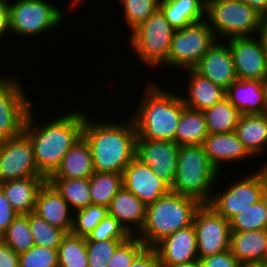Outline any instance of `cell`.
I'll return each mask as SVG.
<instances>
[{
	"label": "cell",
	"instance_id": "obj_14",
	"mask_svg": "<svg viewBox=\"0 0 267 267\" xmlns=\"http://www.w3.org/2000/svg\"><path fill=\"white\" fill-rule=\"evenodd\" d=\"M237 80H267V54L259 35L227 39Z\"/></svg>",
	"mask_w": 267,
	"mask_h": 267
},
{
	"label": "cell",
	"instance_id": "obj_53",
	"mask_svg": "<svg viewBox=\"0 0 267 267\" xmlns=\"http://www.w3.org/2000/svg\"><path fill=\"white\" fill-rule=\"evenodd\" d=\"M85 0H72L70 3L71 7L75 8V6L77 7L80 3L84 2Z\"/></svg>",
	"mask_w": 267,
	"mask_h": 267
},
{
	"label": "cell",
	"instance_id": "obj_21",
	"mask_svg": "<svg viewBox=\"0 0 267 267\" xmlns=\"http://www.w3.org/2000/svg\"><path fill=\"white\" fill-rule=\"evenodd\" d=\"M108 211L131 235H137L144 226L146 205L124 187L112 198Z\"/></svg>",
	"mask_w": 267,
	"mask_h": 267
},
{
	"label": "cell",
	"instance_id": "obj_52",
	"mask_svg": "<svg viewBox=\"0 0 267 267\" xmlns=\"http://www.w3.org/2000/svg\"><path fill=\"white\" fill-rule=\"evenodd\" d=\"M239 267H263L262 264H240Z\"/></svg>",
	"mask_w": 267,
	"mask_h": 267
},
{
	"label": "cell",
	"instance_id": "obj_4",
	"mask_svg": "<svg viewBox=\"0 0 267 267\" xmlns=\"http://www.w3.org/2000/svg\"><path fill=\"white\" fill-rule=\"evenodd\" d=\"M201 205L193 197L170 191L146 206L145 223L136 236L146 247H154L164 237L192 225Z\"/></svg>",
	"mask_w": 267,
	"mask_h": 267
},
{
	"label": "cell",
	"instance_id": "obj_30",
	"mask_svg": "<svg viewBox=\"0 0 267 267\" xmlns=\"http://www.w3.org/2000/svg\"><path fill=\"white\" fill-rule=\"evenodd\" d=\"M209 134L231 133L242 115L227 97L203 111Z\"/></svg>",
	"mask_w": 267,
	"mask_h": 267
},
{
	"label": "cell",
	"instance_id": "obj_45",
	"mask_svg": "<svg viewBox=\"0 0 267 267\" xmlns=\"http://www.w3.org/2000/svg\"><path fill=\"white\" fill-rule=\"evenodd\" d=\"M130 267H160L159 257L154 247H145L134 259Z\"/></svg>",
	"mask_w": 267,
	"mask_h": 267
},
{
	"label": "cell",
	"instance_id": "obj_24",
	"mask_svg": "<svg viewBox=\"0 0 267 267\" xmlns=\"http://www.w3.org/2000/svg\"><path fill=\"white\" fill-rule=\"evenodd\" d=\"M265 82L235 80L226 90V97L241 114H263Z\"/></svg>",
	"mask_w": 267,
	"mask_h": 267
},
{
	"label": "cell",
	"instance_id": "obj_9",
	"mask_svg": "<svg viewBox=\"0 0 267 267\" xmlns=\"http://www.w3.org/2000/svg\"><path fill=\"white\" fill-rule=\"evenodd\" d=\"M230 185V186H229ZM226 189L219 193H212L207 203L217 214L222 215L228 221L262 200L267 195V165L244 177L237 182L228 183Z\"/></svg>",
	"mask_w": 267,
	"mask_h": 267
},
{
	"label": "cell",
	"instance_id": "obj_54",
	"mask_svg": "<svg viewBox=\"0 0 267 267\" xmlns=\"http://www.w3.org/2000/svg\"><path fill=\"white\" fill-rule=\"evenodd\" d=\"M263 267H267V256L265 257V259L261 262Z\"/></svg>",
	"mask_w": 267,
	"mask_h": 267
},
{
	"label": "cell",
	"instance_id": "obj_20",
	"mask_svg": "<svg viewBox=\"0 0 267 267\" xmlns=\"http://www.w3.org/2000/svg\"><path fill=\"white\" fill-rule=\"evenodd\" d=\"M211 164L219 171L224 163L234 164L252 156L244 148L236 132L208 134L202 144ZM233 162V163H232Z\"/></svg>",
	"mask_w": 267,
	"mask_h": 267
},
{
	"label": "cell",
	"instance_id": "obj_44",
	"mask_svg": "<svg viewBox=\"0 0 267 267\" xmlns=\"http://www.w3.org/2000/svg\"><path fill=\"white\" fill-rule=\"evenodd\" d=\"M17 215L18 213L12 208L0 189V237L7 231Z\"/></svg>",
	"mask_w": 267,
	"mask_h": 267
},
{
	"label": "cell",
	"instance_id": "obj_47",
	"mask_svg": "<svg viewBox=\"0 0 267 267\" xmlns=\"http://www.w3.org/2000/svg\"><path fill=\"white\" fill-rule=\"evenodd\" d=\"M9 3L10 0H0V40L9 32Z\"/></svg>",
	"mask_w": 267,
	"mask_h": 267
},
{
	"label": "cell",
	"instance_id": "obj_51",
	"mask_svg": "<svg viewBox=\"0 0 267 267\" xmlns=\"http://www.w3.org/2000/svg\"><path fill=\"white\" fill-rule=\"evenodd\" d=\"M263 114L267 116V80L265 82V103Z\"/></svg>",
	"mask_w": 267,
	"mask_h": 267
},
{
	"label": "cell",
	"instance_id": "obj_8",
	"mask_svg": "<svg viewBox=\"0 0 267 267\" xmlns=\"http://www.w3.org/2000/svg\"><path fill=\"white\" fill-rule=\"evenodd\" d=\"M46 0H17L9 3V33L35 37L64 22L63 11ZM14 3V4H13ZM54 5V6H53Z\"/></svg>",
	"mask_w": 267,
	"mask_h": 267
},
{
	"label": "cell",
	"instance_id": "obj_7",
	"mask_svg": "<svg viewBox=\"0 0 267 267\" xmlns=\"http://www.w3.org/2000/svg\"><path fill=\"white\" fill-rule=\"evenodd\" d=\"M175 28L160 9L130 32V49L149 68H161L169 54Z\"/></svg>",
	"mask_w": 267,
	"mask_h": 267
},
{
	"label": "cell",
	"instance_id": "obj_2",
	"mask_svg": "<svg viewBox=\"0 0 267 267\" xmlns=\"http://www.w3.org/2000/svg\"><path fill=\"white\" fill-rule=\"evenodd\" d=\"M87 117L82 136L91 149L94 172L123 174L136 153L137 133L132 118L127 122H93Z\"/></svg>",
	"mask_w": 267,
	"mask_h": 267
},
{
	"label": "cell",
	"instance_id": "obj_1",
	"mask_svg": "<svg viewBox=\"0 0 267 267\" xmlns=\"http://www.w3.org/2000/svg\"><path fill=\"white\" fill-rule=\"evenodd\" d=\"M33 108L27 115L23 132L33 144L38 170L48 179L60 166L66 153L82 137L86 113L75 110L37 126Z\"/></svg>",
	"mask_w": 267,
	"mask_h": 267
},
{
	"label": "cell",
	"instance_id": "obj_49",
	"mask_svg": "<svg viewBox=\"0 0 267 267\" xmlns=\"http://www.w3.org/2000/svg\"><path fill=\"white\" fill-rule=\"evenodd\" d=\"M259 36L262 39V42H263L264 47H265V52L267 54V18L264 19V21L262 23V27H261Z\"/></svg>",
	"mask_w": 267,
	"mask_h": 267
},
{
	"label": "cell",
	"instance_id": "obj_22",
	"mask_svg": "<svg viewBox=\"0 0 267 267\" xmlns=\"http://www.w3.org/2000/svg\"><path fill=\"white\" fill-rule=\"evenodd\" d=\"M46 177H26L0 183V189L18 214L34 212L36 197Z\"/></svg>",
	"mask_w": 267,
	"mask_h": 267
},
{
	"label": "cell",
	"instance_id": "obj_15",
	"mask_svg": "<svg viewBox=\"0 0 267 267\" xmlns=\"http://www.w3.org/2000/svg\"><path fill=\"white\" fill-rule=\"evenodd\" d=\"M122 177L123 187L138 197L146 206L153 204L171 191L170 186L136 156L125 167Z\"/></svg>",
	"mask_w": 267,
	"mask_h": 267
},
{
	"label": "cell",
	"instance_id": "obj_25",
	"mask_svg": "<svg viewBox=\"0 0 267 267\" xmlns=\"http://www.w3.org/2000/svg\"><path fill=\"white\" fill-rule=\"evenodd\" d=\"M186 71L189 75L188 95H181L186 107L204 111L226 97V90L221 86L204 78L194 69H186Z\"/></svg>",
	"mask_w": 267,
	"mask_h": 267
},
{
	"label": "cell",
	"instance_id": "obj_28",
	"mask_svg": "<svg viewBox=\"0 0 267 267\" xmlns=\"http://www.w3.org/2000/svg\"><path fill=\"white\" fill-rule=\"evenodd\" d=\"M159 9L177 30L205 20L206 0H160Z\"/></svg>",
	"mask_w": 267,
	"mask_h": 267
},
{
	"label": "cell",
	"instance_id": "obj_18",
	"mask_svg": "<svg viewBox=\"0 0 267 267\" xmlns=\"http://www.w3.org/2000/svg\"><path fill=\"white\" fill-rule=\"evenodd\" d=\"M220 42L215 41L193 69L204 78L227 90L237 80V77L229 45L226 40Z\"/></svg>",
	"mask_w": 267,
	"mask_h": 267
},
{
	"label": "cell",
	"instance_id": "obj_46",
	"mask_svg": "<svg viewBox=\"0 0 267 267\" xmlns=\"http://www.w3.org/2000/svg\"><path fill=\"white\" fill-rule=\"evenodd\" d=\"M0 267H19V254L0 238Z\"/></svg>",
	"mask_w": 267,
	"mask_h": 267
},
{
	"label": "cell",
	"instance_id": "obj_13",
	"mask_svg": "<svg viewBox=\"0 0 267 267\" xmlns=\"http://www.w3.org/2000/svg\"><path fill=\"white\" fill-rule=\"evenodd\" d=\"M199 259L229 249L231 228L229 221L209 205L202 204L193 220Z\"/></svg>",
	"mask_w": 267,
	"mask_h": 267
},
{
	"label": "cell",
	"instance_id": "obj_10",
	"mask_svg": "<svg viewBox=\"0 0 267 267\" xmlns=\"http://www.w3.org/2000/svg\"><path fill=\"white\" fill-rule=\"evenodd\" d=\"M217 41L206 20H202L174 32L168 58L162 65L179 70L193 69Z\"/></svg>",
	"mask_w": 267,
	"mask_h": 267
},
{
	"label": "cell",
	"instance_id": "obj_5",
	"mask_svg": "<svg viewBox=\"0 0 267 267\" xmlns=\"http://www.w3.org/2000/svg\"><path fill=\"white\" fill-rule=\"evenodd\" d=\"M222 174L211 164L203 145L179 146L171 191L207 204ZM212 191V192H211Z\"/></svg>",
	"mask_w": 267,
	"mask_h": 267
},
{
	"label": "cell",
	"instance_id": "obj_11",
	"mask_svg": "<svg viewBox=\"0 0 267 267\" xmlns=\"http://www.w3.org/2000/svg\"><path fill=\"white\" fill-rule=\"evenodd\" d=\"M25 91L14 76H0V141L16 137L24 130L33 106Z\"/></svg>",
	"mask_w": 267,
	"mask_h": 267
},
{
	"label": "cell",
	"instance_id": "obj_36",
	"mask_svg": "<svg viewBox=\"0 0 267 267\" xmlns=\"http://www.w3.org/2000/svg\"><path fill=\"white\" fill-rule=\"evenodd\" d=\"M109 214L108 208L99 205H88L73 213L71 234L87 237L97 225Z\"/></svg>",
	"mask_w": 267,
	"mask_h": 267
},
{
	"label": "cell",
	"instance_id": "obj_37",
	"mask_svg": "<svg viewBox=\"0 0 267 267\" xmlns=\"http://www.w3.org/2000/svg\"><path fill=\"white\" fill-rule=\"evenodd\" d=\"M29 225L36 246L58 249L66 233L40 218L34 213H29Z\"/></svg>",
	"mask_w": 267,
	"mask_h": 267
},
{
	"label": "cell",
	"instance_id": "obj_32",
	"mask_svg": "<svg viewBox=\"0 0 267 267\" xmlns=\"http://www.w3.org/2000/svg\"><path fill=\"white\" fill-rule=\"evenodd\" d=\"M92 205L109 207L112 198L123 187L122 174L94 172L89 178Z\"/></svg>",
	"mask_w": 267,
	"mask_h": 267
},
{
	"label": "cell",
	"instance_id": "obj_12",
	"mask_svg": "<svg viewBox=\"0 0 267 267\" xmlns=\"http://www.w3.org/2000/svg\"><path fill=\"white\" fill-rule=\"evenodd\" d=\"M26 177H45L37 167L33 144L22 132L0 141V183Z\"/></svg>",
	"mask_w": 267,
	"mask_h": 267
},
{
	"label": "cell",
	"instance_id": "obj_50",
	"mask_svg": "<svg viewBox=\"0 0 267 267\" xmlns=\"http://www.w3.org/2000/svg\"><path fill=\"white\" fill-rule=\"evenodd\" d=\"M170 267H202V266H201L200 261L196 260V261H192L189 263H182V264L170 266Z\"/></svg>",
	"mask_w": 267,
	"mask_h": 267
},
{
	"label": "cell",
	"instance_id": "obj_31",
	"mask_svg": "<svg viewBox=\"0 0 267 267\" xmlns=\"http://www.w3.org/2000/svg\"><path fill=\"white\" fill-rule=\"evenodd\" d=\"M47 181L66 200L73 212L91 205L89 178H48Z\"/></svg>",
	"mask_w": 267,
	"mask_h": 267
},
{
	"label": "cell",
	"instance_id": "obj_17",
	"mask_svg": "<svg viewBox=\"0 0 267 267\" xmlns=\"http://www.w3.org/2000/svg\"><path fill=\"white\" fill-rule=\"evenodd\" d=\"M160 267H170L199 260L193 224L164 237L155 246Z\"/></svg>",
	"mask_w": 267,
	"mask_h": 267
},
{
	"label": "cell",
	"instance_id": "obj_43",
	"mask_svg": "<svg viewBox=\"0 0 267 267\" xmlns=\"http://www.w3.org/2000/svg\"><path fill=\"white\" fill-rule=\"evenodd\" d=\"M202 267H239L240 262L231 253L230 249L199 259Z\"/></svg>",
	"mask_w": 267,
	"mask_h": 267
},
{
	"label": "cell",
	"instance_id": "obj_39",
	"mask_svg": "<svg viewBox=\"0 0 267 267\" xmlns=\"http://www.w3.org/2000/svg\"><path fill=\"white\" fill-rule=\"evenodd\" d=\"M127 239L86 241L89 267H107L116 248Z\"/></svg>",
	"mask_w": 267,
	"mask_h": 267
},
{
	"label": "cell",
	"instance_id": "obj_34",
	"mask_svg": "<svg viewBox=\"0 0 267 267\" xmlns=\"http://www.w3.org/2000/svg\"><path fill=\"white\" fill-rule=\"evenodd\" d=\"M231 232L267 230V195L229 220Z\"/></svg>",
	"mask_w": 267,
	"mask_h": 267
},
{
	"label": "cell",
	"instance_id": "obj_38",
	"mask_svg": "<svg viewBox=\"0 0 267 267\" xmlns=\"http://www.w3.org/2000/svg\"><path fill=\"white\" fill-rule=\"evenodd\" d=\"M123 7V18L132 31L159 9L160 0H119Z\"/></svg>",
	"mask_w": 267,
	"mask_h": 267
},
{
	"label": "cell",
	"instance_id": "obj_42",
	"mask_svg": "<svg viewBox=\"0 0 267 267\" xmlns=\"http://www.w3.org/2000/svg\"><path fill=\"white\" fill-rule=\"evenodd\" d=\"M145 247L144 243L136 235L130 236L116 248L107 267H130L135 257Z\"/></svg>",
	"mask_w": 267,
	"mask_h": 267
},
{
	"label": "cell",
	"instance_id": "obj_19",
	"mask_svg": "<svg viewBox=\"0 0 267 267\" xmlns=\"http://www.w3.org/2000/svg\"><path fill=\"white\" fill-rule=\"evenodd\" d=\"M33 213L50 225L63 230L66 234L71 232L73 211L48 181L43 184L37 194Z\"/></svg>",
	"mask_w": 267,
	"mask_h": 267
},
{
	"label": "cell",
	"instance_id": "obj_41",
	"mask_svg": "<svg viewBox=\"0 0 267 267\" xmlns=\"http://www.w3.org/2000/svg\"><path fill=\"white\" fill-rule=\"evenodd\" d=\"M132 236L125 227L108 214L97 227L87 235L86 241H100L107 239H128Z\"/></svg>",
	"mask_w": 267,
	"mask_h": 267
},
{
	"label": "cell",
	"instance_id": "obj_6",
	"mask_svg": "<svg viewBox=\"0 0 267 267\" xmlns=\"http://www.w3.org/2000/svg\"><path fill=\"white\" fill-rule=\"evenodd\" d=\"M264 19L242 0H206L205 20L219 41L259 35Z\"/></svg>",
	"mask_w": 267,
	"mask_h": 267
},
{
	"label": "cell",
	"instance_id": "obj_29",
	"mask_svg": "<svg viewBox=\"0 0 267 267\" xmlns=\"http://www.w3.org/2000/svg\"><path fill=\"white\" fill-rule=\"evenodd\" d=\"M208 134L203 111L185 106L176 127L175 143L179 146L202 145Z\"/></svg>",
	"mask_w": 267,
	"mask_h": 267
},
{
	"label": "cell",
	"instance_id": "obj_23",
	"mask_svg": "<svg viewBox=\"0 0 267 267\" xmlns=\"http://www.w3.org/2000/svg\"><path fill=\"white\" fill-rule=\"evenodd\" d=\"M229 249L241 264H260L267 256V230L231 232Z\"/></svg>",
	"mask_w": 267,
	"mask_h": 267
},
{
	"label": "cell",
	"instance_id": "obj_3",
	"mask_svg": "<svg viewBox=\"0 0 267 267\" xmlns=\"http://www.w3.org/2000/svg\"><path fill=\"white\" fill-rule=\"evenodd\" d=\"M140 105L131 116L136 139L170 140L175 142L176 127L185 107L181 95L161 89L148 80Z\"/></svg>",
	"mask_w": 267,
	"mask_h": 267
},
{
	"label": "cell",
	"instance_id": "obj_48",
	"mask_svg": "<svg viewBox=\"0 0 267 267\" xmlns=\"http://www.w3.org/2000/svg\"><path fill=\"white\" fill-rule=\"evenodd\" d=\"M265 19L267 18V0H242Z\"/></svg>",
	"mask_w": 267,
	"mask_h": 267
},
{
	"label": "cell",
	"instance_id": "obj_26",
	"mask_svg": "<svg viewBox=\"0 0 267 267\" xmlns=\"http://www.w3.org/2000/svg\"><path fill=\"white\" fill-rule=\"evenodd\" d=\"M94 174L89 144L82 136L62 159L60 166L49 178L81 179Z\"/></svg>",
	"mask_w": 267,
	"mask_h": 267
},
{
	"label": "cell",
	"instance_id": "obj_35",
	"mask_svg": "<svg viewBox=\"0 0 267 267\" xmlns=\"http://www.w3.org/2000/svg\"><path fill=\"white\" fill-rule=\"evenodd\" d=\"M0 238L17 254L32 248L35 244L30 230L29 214H18Z\"/></svg>",
	"mask_w": 267,
	"mask_h": 267
},
{
	"label": "cell",
	"instance_id": "obj_16",
	"mask_svg": "<svg viewBox=\"0 0 267 267\" xmlns=\"http://www.w3.org/2000/svg\"><path fill=\"white\" fill-rule=\"evenodd\" d=\"M179 145L170 140L136 139L135 156L170 187L177 168Z\"/></svg>",
	"mask_w": 267,
	"mask_h": 267
},
{
	"label": "cell",
	"instance_id": "obj_33",
	"mask_svg": "<svg viewBox=\"0 0 267 267\" xmlns=\"http://www.w3.org/2000/svg\"><path fill=\"white\" fill-rule=\"evenodd\" d=\"M58 267H89L86 237L66 234L58 248Z\"/></svg>",
	"mask_w": 267,
	"mask_h": 267
},
{
	"label": "cell",
	"instance_id": "obj_27",
	"mask_svg": "<svg viewBox=\"0 0 267 267\" xmlns=\"http://www.w3.org/2000/svg\"><path fill=\"white\" fill-rule=\"evenodd\" d=\"M244 148L254 158L267 150V116L242 114L235 130ZM265 148V149H264ZM263 150V151H262Z\"/></svg>",
	"mask_w": 267,
	"mask_h": 267
},
{
	"label": "cell",
	"instance_id": "obj_40",
	"mask_svg": "<svg viewBox=\"0 0 267 267\" xmlns=\"http://www.w3.org/2000/svg\"><path fill=\"white\" fill-rule=\"evenodd\" d=\"M19 267H58V249L34 245L19 254Z\"/></svg>",
	"mask_w": 267,
	"mask_h": 267
}]
</instances>
